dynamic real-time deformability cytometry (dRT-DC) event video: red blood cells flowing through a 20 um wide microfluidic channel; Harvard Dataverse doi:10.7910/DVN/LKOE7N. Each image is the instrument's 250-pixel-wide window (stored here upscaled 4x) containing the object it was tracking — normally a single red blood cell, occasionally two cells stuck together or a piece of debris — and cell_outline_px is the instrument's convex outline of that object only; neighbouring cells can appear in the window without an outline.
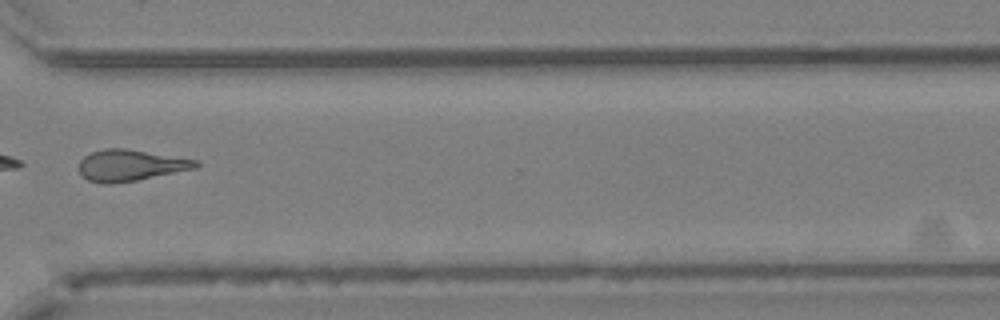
{"species": "Egyptian fruit bat (a non-hibernating species)", "species_latin": "Rousettus aegyptiacus", "temperature_condition": "cold", "stored_images_in_passage": 27, "camera_frame_rate_fps": 3000, "um_per_image_px": 0.085, "animal": {"sex": "female"}, "frame": {"image": 1, "passage_image": 20, "time_ms": 6.333, "image_size_px": [1000, 320], "cell_outline_px": [[200, 164], [196, 168], [136, 180], [112, 184], [100, 184], [88, 180], [80, 172], [80, 160], [84, 156], [92, 152], [104, 148], [124, 148], [200, 160]], "centroid_in_image_um": [11.09, 14.05], "position_along_channel_um": 359.5, "area_um2": 21.27}}